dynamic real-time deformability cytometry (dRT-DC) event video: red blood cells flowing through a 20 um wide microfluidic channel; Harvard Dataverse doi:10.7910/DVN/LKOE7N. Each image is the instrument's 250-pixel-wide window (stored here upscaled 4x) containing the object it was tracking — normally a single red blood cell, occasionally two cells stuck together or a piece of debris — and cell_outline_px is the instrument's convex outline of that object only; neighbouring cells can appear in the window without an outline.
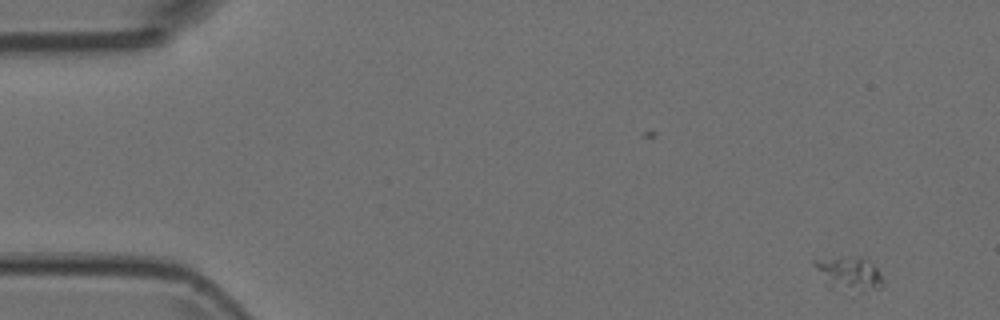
{"species": "Egyptian fruit bat (a non-hibernating species)", "species_latin": "Rousettus aegyptiacus", "temperature_condition": "room temperature", "stored_images_in_passage": 8, "camera_frame_rate_fps": 3000, "um_per_image_px": 0.085, "animal": {"sex": "female"}, "frame": {"image": 1, "passage_image": 1, "time_ms": 0.0, "image_size_px": [1000, 320], "cell_outline_px": [[884, 284], [880, 288], [872, 288], [828, 284], [812, 264], [812, 260], [856, 256], [860, 256], [872, 264], [880, 272], [884, 280]], "centroid_in_image_um": [72.2, 23.13], "position_along_channel_um": 12.8, "area_um2": 12.08}}
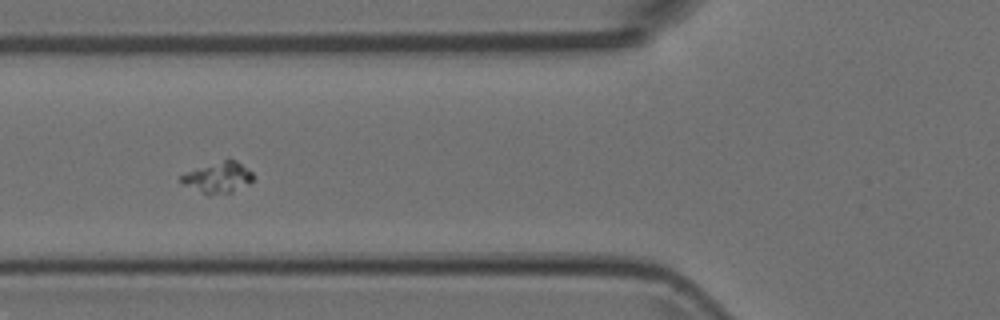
{"frame": {"image": 2, "passage_image": 6, "time_ms": 1.667, "image_size_px": [1000, 320], "cell_outline_px": [[252, 180], [248, 184], [232, 192], [208, 196], [184, 184], [180, 180], [180, 176], [196, 168], [228, 156], [236, 160], [252, 172]], "centroid_in_image_um": [18.54, 15.06], "position_along_channel_um": 107.3, "area_um2": 13.18}}
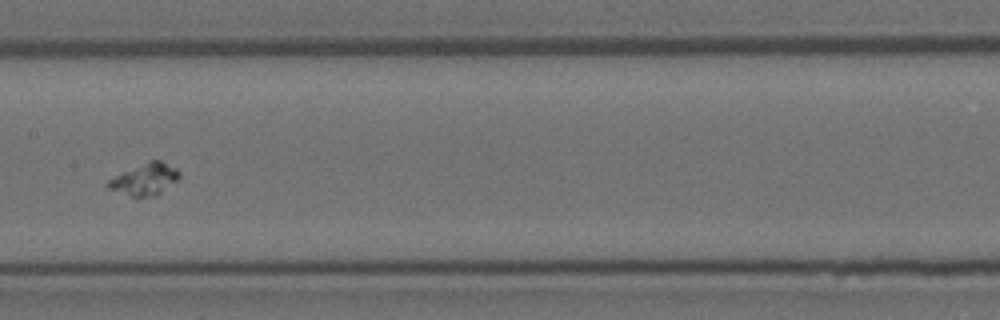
{"frame": {"image": 3, "passage_image": 8, "time_ms": 2.333, "image_size_px": [1000, 320], "cell_outline_px": [[180, 176], [176, 180], [156, 196], [136, 200], [108, 188], [104, 184], [108, 180], [120, 172], [148, 160], [160, 160], [176, 168], [180, 172]], "centroid_in_image_um": [12.24, 15.27], "position_along_channel_um": 195.2, "area_um2": 13.7}}